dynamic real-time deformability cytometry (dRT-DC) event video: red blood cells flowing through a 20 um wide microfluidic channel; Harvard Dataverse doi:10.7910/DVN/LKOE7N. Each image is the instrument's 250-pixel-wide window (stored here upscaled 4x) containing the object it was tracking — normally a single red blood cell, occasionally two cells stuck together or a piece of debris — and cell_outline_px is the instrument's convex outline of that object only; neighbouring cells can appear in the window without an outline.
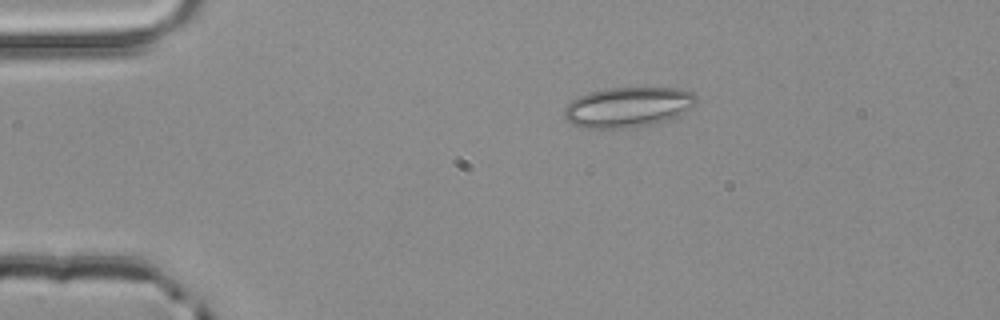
{"species": "common noctule bat (a hibernating species)", "species_latin": "Nyctalus noctula", "temperature_condition": "room temperature", "stored_images_in_passage": 2, "camera_frame_rate_fps": 3000, "um_per_image_px": 0.085, "animal": {"sex": "male", "body_mass_g": 20.4}, "frame": {"image": 1, "passage_image": 1, "time_ms": 0.0, "image_size_px": [1000, 320], "cell_outline_px": [[696, 104], [692, 108], [660, 124], [632, 128], [580, 128], [572, 124], [564, 116], [564, 108], [572, 100], [588, 92], [608, 88], [676, 88], [692, 92], [696, 96]], "centroid_in_image_um": [53.39, 9.12], "position_along_channel_um": 31.6, "area_um2": 31.21}}